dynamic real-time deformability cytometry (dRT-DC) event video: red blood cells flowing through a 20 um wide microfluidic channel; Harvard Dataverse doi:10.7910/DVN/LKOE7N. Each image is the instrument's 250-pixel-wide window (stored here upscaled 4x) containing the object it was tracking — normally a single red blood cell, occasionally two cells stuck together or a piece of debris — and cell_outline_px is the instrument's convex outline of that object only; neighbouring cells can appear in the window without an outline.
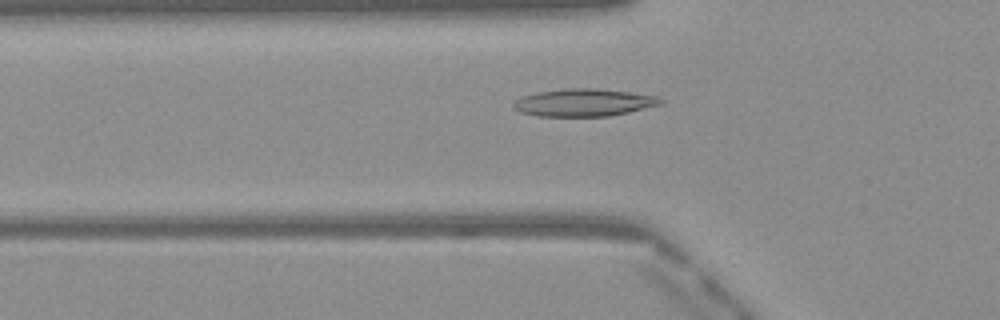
{"species": "Egyptian fruit bat (a non-hibernating species)", "species_latin": "Rousettus aegyptiacus", "temperature_condition": "warm", "stored_images_in_passage": 50, "camera_frame_rate_fps": 3000, "um_per_image_px": 0.085, "frame": {"image": 1, "passage_image": 17, "time_ms": 5.333, "image_size_px": [1000, 320], "cell_outline_px": [[664, 104], [628, 112], [608, 116], [540, 116], [520, 112], [512, 104], [516, 100], [524, 96], [536, 92], [568, 88], [592, 88], [628, 92], [656, 96], [664, 100]], "centroid_in_image_um": [49.65, 8.72], "position_along_channel_um": 76.1, "area_um2": 23.35}}
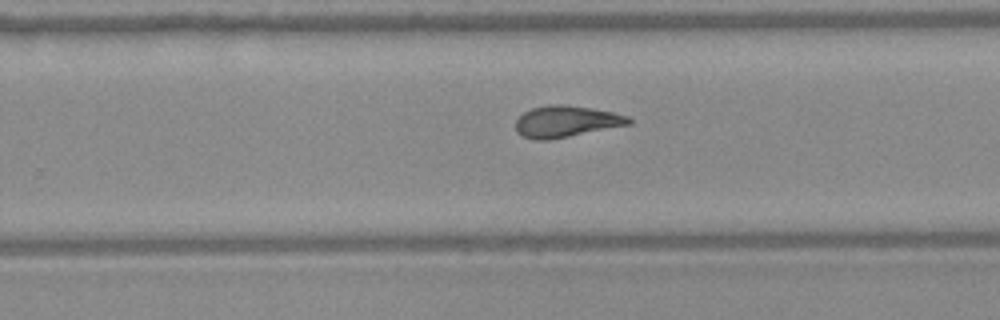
{"frame": {"image": 2, "passage_image": 32, "time_ms": 10.333, "image_size_px": [1000, 320], "cell_outline_px": [[632, 124], [548, 140], [536, 140], [524, 136], [516, 132], [516, 120], [524, 112], [532, 108], [548, 104], [564, 104], [592, 108], [612, 112], [628, 116], [632, 120]], "centroid_in_image_um": [48.13, 10.32], "position_along_channel_um": 281.7, "area_um2": 20.69}}
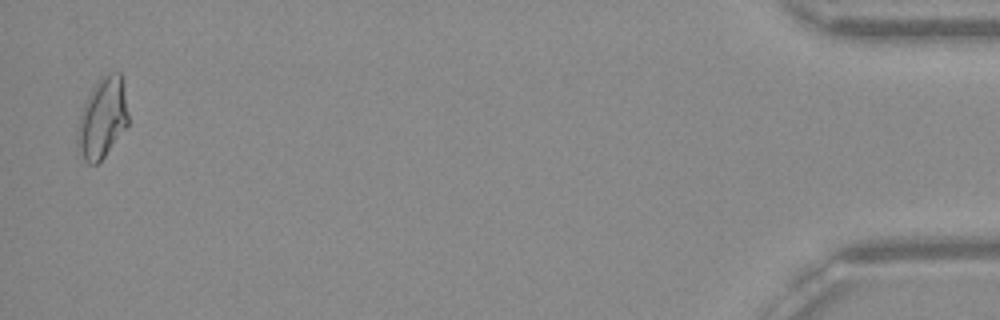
{"frame": {"image": 3, "passage_image": 49, "time_ms": 16.0, "image_size_px": [1000, 320], "cell_outline_px": [[128, 124], [104, 156], [96, 164], [88, 164], [84, 160], [76, 144], [76, 132], [80, 112], [92, 88], [108, 72], [120, 72], [128, 112]], "centroid_in_image_um": [8.67, 10.06], "position_along_channel_um": 426.5, "area_um2": 23.47}, "authors_computed_cell_mechanics": {"area_um2": 21.3571, "velocity_mm_per_s": 4.089, "shape_relaxation_time_tau1_ms": null, "shape_relaxation_time_tau2_ms": 2.5477, "deformation_change_tau1": null, "deformation_change_tau2": 0.0992}}